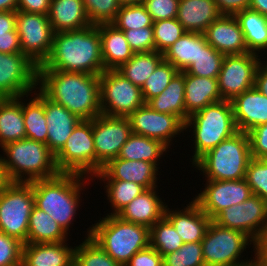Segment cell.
Listing matches in <instances>:
<instances>
[{
	"instance_id": "6da1fadb",
	"label": "cell",
	"mask_w": 267,
	"mask_h": 266,
	"mask_svg": "<svg viewBox=\"0 0 267 266\" xmlns=\"http://www.w3.org/2000/svg\"><path fill=\"white\" fill-rule=\"evenodd\" d=\"M40 91L82 120L101 114L100 75L58 70H38Z\"/></svg>"
},
{
	"instance_id": "7a4b0ae2",
	"label": "cell",
	"mask_w": 267,
	"mask_h": 266,
	"mask_svg": "<svg viewBox=\"0 0 267 266\" xmlns=\"http://www.w3.org/2000/svg\"><path fill=\"white\" fill-rule=\"evenodd\" d=\"M38 70L100 75L105 69L99 24H91L79 30L54 33L51 52Z\"/></svg>"
},
{
	"instance_id": "3957f363",
	"label": "cell",
	"mask_w": 267,
	"mask_h": 266,
	"mask_svg": "<svg viewBox=\"0 0 267 266\" xmlns=\"http://www.w3.org/2000/svg\"><path fill=\"white\" fill-rule=\"evenodd\" d=\"M85 177L75 173H59L52 178L30 182L33 185L34 205L51 215L66 233L79 206Z\"/></svg>"
},
{
	"instance_id": "277c9868",
	"label": "cell",
	"mask_w": 267,
	"mask_h": 266,
	"mask_svg": "<svg viewBox=\"0 0 267 266\" xmlns=\"http://www.w3.org/2000/svg\"><path fill=\"white\" fill-rule=\"evenodd\" d=\"M100 220L89 228L90 238L122 266L150 245L148 227L111 214Z\"/></svg>"
},
{
	"instance_id": "5b68a950",
	"label": "cell",
	"mask_w": 267,
	"mask_h": 266,
	"mask_svg": "<svg viewBox=\"0 0 267 266\" xmlns=\"http://www.w3.org/2000/svg\"><path fill=\"white\" fill-rule=\"evenodd\" d=\"M1 148L7 156L1 157V160L11 182L30 183L60 173L56 167L55 155L45 143L24 138ZM24 174L27 175L26 178Z\"/></svg>"
},
{
	"instance_id": "8992f818",
	"label": "cell",
	"mask_w": 267,
	"mask_h": 266,
	"mask_svg": "<svg viewBox=\"0 0 267 266\" xmlns=\"http://www.w3.org/2000/svg\"><path fill=\"white\" fill-rule=\"evenodd\" d=\"M189 126L193 127L195 138L193 165L208 151L238 132L232 103L227 100L210 104L191 115L184 123V130Z\"/></svg>"
},
{
	"instance_id": "52a82bcc",
	"label": "cell",
	"mask_w": 267,
	"mask_h": 266,
	"mask_svg": "<svg viewBox=\"0 0 267 266\" xmlns=\"http://www.w3.org/2000/svg\"><path fill=\"white\" fill-rule=\"evenodd\" d=\"M248 133L238 131L204 154L194 166L207 180H241L251 160Z\"/></svg>"
},
{
	"instance_id": "ba28073f",
	"label": "cell",
	"mask_w": 267,
	"mask_h": 266,
	"mask_svg": "<svg viewBox=\"0 0 267 266\" xmlns=\"http://www.w3.org/2000/svg\"><path fill=\"white\" fill-rule=\"evenodd\" d=\"M33 207V185L11 182L0 193V231L27 244L28 223Z\"/></svg>"
},
{
	"instance_id": "9c48e42d",
	"label": "cell",
	"mask_w": 267,
	"mask_h": 266,
	"mask_svg": "<svg viewBox=\"0 0 267 266\" xmlns=\"http://www.w3.org/2000/svg\"><path fill=\"white\" fill-rule=\"evenodd\" d=\"M60 173L96 175V153L92 120H81L73 129L63 148L55 155Z\"/></svg>"
},
{
	"instance_id": "30bf717a",
	"label": "cell",
	"mask_w": 267,
	"mask_h": 266,
	"mask_svg": "<svg viewBox=\"0 0 267 266\" xmlns=\"http://www.w3.org/2000/svg\"><path fill=\"white\" fill-rule=\"evenodd\" d=\"M249 242L254 241L243 232L220 226L212 220L201 242L205 266H236L249 262L238 261Z\"/></svg>"
},
{
	"instance_id": "8fae6325",
	"label": "cell",
	"mask_w": 267,
	"mask_h": 266,
	"mask_svg": "<svg viewBox=\"0 0 267 266\" xmlns=\"http://www.w3.org/2000/svg\"><path fill=\"white\" fill-rule=\"evenodd\" d=\"M144 104L141 88L117 70H104L100 74L101 114L129 117Z\"/></svg>"
},
{
	"instance_id": "7c38bea8",
	"label": "cell",
	"mask_w": 267,
	"mask_h": 266,
	"mask_svg": "<svg viewBox=\"0 0 267 266\" xmlns=\"http://www.w3.org/2000/svg\"><path fill=\"white\" fill-rule=\"evenodd\" d=\"M16 29L22 53L41 66L51 52L54 37L48 15L16 11Z\"/></svg>"
},
{
	"instance_id": "4fadbf2b",
	"label": "cell",
	"mask_w": 267,
	"mask_h": 266,
	"mask_svg": "<svg viewBox=\"0 0 267 266\" xmlns=\"http://www.w3.org/2000/svg\"><path fill=\"white\" fill-rule=\"evenodd\" d=\"M92 132L97 174L110 160L118 157L123 144L132 134V128L129 117L99 114L92 119Z\"/></svg>"
},
{
	"instance_id": "5bb4252c",
	"label": "cell",
	"mask_w": 267,
	"mask_h": 266,
	"mask_svg": "<svg viewBox=\"0 0 267 266\" xmlns=\"http://www.w3.org/2000/svg\"><path fill=\"white\" fill-rule=\"evenodd\" d=\"M253 53L225 55L218 76L220 95L232 101L236 96L254 87L255 75L261 62Z\"/></svg>"
},
{
	"instance_id": "9a60e30c",
	"label": "cell",
	"mask_w": 267,
	"mask_h": 266,
	"mask_svg": "<svg viewBox=\"0 0 267 266\" xmlns=\"http://www.w3.org/2000/svg\"><path fill=\"white\" fill-rule=\"evenodd\" d=\"M38 66L22 52L0 53V98H16L34 90Z\"/></svg>"
},
{
	"instance_id": "2e32d148",
	"label": "cell",
	"mask_w": 267,
	"mask_h": 266,
	"mask_svg": "<svg viewBox=\"0 0 267 266\" xmlns=\"http://www.w3.org/2000/svg\"><path fill=\"white\" fill-rule=\"evenodd\" d=\"M212 220L220 226L243 232L254 241L267 222V202L252 194L240 204L225 208Z\"/></svg>"
},
{
	"instance_id": "e0dca14e",
	"label": "cell",
	"mask_w": 267,
	"mask_h": 266,
	"mask_svg": "<svg viewBox=\"0 0 267 266\" xmlns=\"http://www.w3.org/2000/svg\"><path fill=\"white\" fill-rule=\"evenodd\" d=\"M206 184L194 201L211 219L225 208L240 204L252 195L245 179L207 180Z\"/></svg>"
},
{
	"instance_id": "ac0fdd59",
	"label": "cell",
	"mask_w": 267,
	"mask_h": 266,
	"mask_svg": "<svg viewBox=\"0 0 267 266\" xmlns=\"http://www.w3.org/2000/svg\"><path fill=\"white\" fill-rule=\"evenodd\" d=\"M132 133L159 140L167 147L174 135L184 130V123L175 115L156 112L147 103L130 116Z\"/></svg>"
},
{
	"instance_id": "d6986e66",
	"label": "cell",
	"mask_w": 267,
	"mask_h": 266,
	"mask_svg": "<svg viewBox=\"0 0 267 266\" xmlns=\"http://www.w3.org/2000/svg\"><path fill=\"white\" fill-rule=\"evenodd\" d=\"M203 34L206 42L224 55L248 52L243 31L235 15H220Z\"/></svg>"
},
{
	"instance_id": "ffe728a7",
	"label": "cell",
	"mask_w": 267,
	"mask_h": 266,
	"mask_svg": "<svg viewBox=\"0 0 267 266\" xmlns=\"http://www.w3.org/2000/svg\"><path fill=\"white\" fill-rule=\"evenodd\" d=\"M157 165L147 161L125 160L116 157L110 160L94 177L106 180L134 182L145 189L157 187Z\"/></svg>"
},
{
	"instance_id": "44dd1931",
	"label": "cell",
	"mask_w": 267,
	"mask_h": 266,
	"mask_svg": "<svg viewBox=\"0 0 267 266\" xmlns=\"http://www.w3.org/2000/svg\"><path fill=\"white\" fill-rule=\"evenodd\" d=\"M231 103L238 131L248 133L267 123V96L255 86L236 96Z\"/></svg>"
},
{
	"instance_id": "7402d4cb",
	"label": "cell",
	"mask_w": 267,
	"mask_h": 266,
	"mask_svg": "<svg viewBox=\"0 0 267 266\" xmlns=\"http://www.w3.org/2000/svg\"><path fill=\"white\" fill-rule=\"evenodd\" d=\"M44 108L48 130L46 145L56 155L63 148L73 129L82 119L45 95Z\"/></svg>"
},
{
	"instance_id": "603a6c76",
	"label": "cell",
	"mask_w": 267,
	"mask_h": 266,
	"mask_svg": "<svg viewBox=\"0 0 267 266\" xmlns=\"http://www.w3.org/2000/svg\"><path fill=\"white\" fill-rule=\"evenodd\" d=\"M184 210L172 211L166 207L165 217L174 226L184 243L202 242L212 219L193 200Z\"/></svg>"
},
{
	"instance_id": "cb8c5ba5",
	"label": "cell",
	"mask_w": 267,
	"mask_h": 266,
	"mask_svg": "<svg viewBox=\"0 0 267 266\" xmlns=\"http://www.w3.org/2000/svg\"><path fill=\"white\" fill-rule=\"evenodd\" d=\"M156 187L144 190L127 204L118 214L122 220L140 224L149 229L165 216V206L156 194Z\"/></svg>"
},
{
	"instance_id": "d4e9b609",
	"label": "cell",
	"mask_w": 267,
	"mask_h": 266,
	"mask_svg": "<svg viewBox=\"0 0 267 266\" xmlns=\"http://www.w3.org/2000/svg\"><path fill=\"white\" fill-rule=\"evenodd\" d=\"M64 243L23 244L22 266H73L75 248Z\"/></svg>"
},
{
	"instance_id": "484cf974",
	"label": "cell",
	"mask_w": 267,
	"mask_h": 266,
	"mask_svg": "<svg viewBox=\"0 0 267 266\" xmlns=\"http://www.w3.org/2000/svg\"><path fill=\"white\" fill-rule=\"evenodd\" d=\"M184 77L186 120L206 106L223 100L218 78L200 77L185 72Z\"/></svg>"
},
{
	"instance_id": "4316f807",
	"label": "cell",
	"mask_w": 267,
	"mask_h": 266,
	"mask_svg": "<svg viewBox=\"0 0 267 266\" xmlns=\"http://www.w3.org/2000/svg\"><path fill=\"white\" fill-rule=\"evenodd\" d=\"M48 19L54 33L79 30L91 25L83 0H51Z\"/></svg>"
},
{
	"instance_id": "83f0119b",
	"label": "cell",
	"mask_w": 267,
	"mask_h": 266,
	"mask_svg": "<svg viewBox=\"0 0 267 266\" xmlns=\"http://www.w3.org/2000/svg\"><path fill=\"white\" fill-rule=\"evenodd\" d=\"M102 59L105 70H117L130 60L134 51L130 48L123 31L111 23L99 24Z\"/></svg>"
},
{
	"instance_id": "f1b7e54d",
	"label": "cell",
	"mask_w": 267,
	"mask_h": 266,
	"mask_svg": "<svg viewBox=\"0 0 267 266\" xmlns=\"http://www.w3.org/2000/svg\"><path fill=\"white\" fill-rule=\"evenodd\" d=\"M220 15L214 0H179L176 19L186 32L203 34Z\"/></svg>"
},
{
	"instance_id": "f546056e",
	"label": "cell",
	"mask_w": 267,
	"mask_h": 266,
	"mask_svg": "<svg viewBox=\"0 0 267 266\" xmlns=\"http://www.w3.org/2000/svg\"><path fill=\"white\" fill-rule=\"evenodd\" d=\"M24 95L16 98H0V146L26 138L23 118Z\"/></svg>"
},
{
	"instance_id": "4dcf8cb0",
	"label": "cell",
	"mask_w": 267,
	"mask_h": 266,
	"mask_svg": "<svg viewBox=\"0 0 267 266\" xmlns=\"http://www.w3.org/2000/svg\"><path fill=\"white\" fill-rule=\"evenodd\" d=\"M185 77L179 71L158 96L150 99L147 104L156 112L177 116L183 123L186 121L185 109Z\"/></svg>"
},
{
	"instance_id": "1f68e13d",
	"label": "cell",
	"mask_w": 267,
	"mask_h": 266,
	"mask_svg": "<svg viewBox=\"0 0 267 266\" xmlns=\"http://www.w3.org/2000/svg\"><path fill=\"white\" fill-rule=\"evenodd\" d=\"M66 235L68 233L51 215L34 205L28 223L27 244L65 242Z\"/></svg>"
},
{
	"instance_id": "d6a6232c",
	"label": "cell",
	"mask_w": 267,
	"mask_h": 266,
	"mask_svg": "<svg viewBox=\"0 0 267 266\" xmlns=\"http://www.w3.org/2000/svg\"><path fill=\"white\" fill-rule=\"evenodd\" d=\"M206 43L204 34L185 32L173 45L167 48L163 53V58L178 71H185L197 58L199 47H203Z\"/></svg>"
},
{
	"instance_id": "836d02e7",
	"label": "cell",
	"mask_w": 267,
	"mask_h": 266,
	"mask_svg": "<svg viewBox=\"0 0 267 266\" xmlns=\"http://www.w3.org/2000/svg\"><path fill=\"white\" fill-rule=\"evenodd\" d=\"M243 31L249 53L267 49V16L251 9H245L235 15Z\"/></svg>"
},
{
	"instance_id": "e575fe53",
	"label": "cell",
	"mask_w": 267,
	"mask_h": 266,
	"mask_svg": "<svg viewBox=\"0 0 267 266\" xmlns=\"http://www.w3.org/2000/svg\"><path fill=\"white\" fill-rule=\"evenodd\" d=\"M168 147L159 140L132 133L123 144L118 158L125 160H140L154 163L160 159Z\"/></svg>"
},
{
	"instance_id": "d590c367",
	"label": "cell",
	"mask_w": 267,
	"mask_h": 266,
	"mask_svg": "<svg viewBox=\"0 0 267 266\" xmlns=\"http://www.w3.org/2000/svg\"><path fill=\"white\" fill-rule=\"evenodd\" d=\"M163 60V53L157 51L134 53L133 57L117 71L132 84L142 88L147 78Z\"/></svg>"
},
{
	"instance_id": "8d00e7d4",
	"label": "cell",
	"mask_w": 267,
	"mask_h": 266,
	"mask_svg": "<svg viewBox=\"0 0 267 266\" xmlns=\"http://www.w3.org/2000/svg\"><path fill=\"white\" fill-rule=\"evenodd\" d=\"M27 104L23 103V118L26 138L47 143V124L44 108V94L40 91Z\"/></svg>"
},
{
	"instance_id": "74e56055",
	"label": "cell",
	"mask_w": 267,
	"mask_h": 266,
	"mask_svg": "<svg viewBox=\"0 0 267 266\" xmlns=\"http://www.w3.org/2000/svg\"><path fill=\"white\" fill-rule=\"evenodd\" d=\"M149 234L150 246L161 256L177 251L184 244L174 226L165 216L149 229Z\"/></svg>"
},
{
	"instance_id": "f35d334b",
	"label": "cell",
	"mask_w": 267,
	"mask_h": 266,
	"mask_svg": "<svg viewBox=\"0 0 267 266\" xmlns=\"http://www.w3.org/2000/svg\"><path fill=\"white\" fill-rule=\"evenodd\" d=\"M224 56L206 43L203 47H199L197 58L184 72L200 77L218 78Z\"/></svg>"
},
{
	"instance_id": "ab89813d",
	"label": "cell",
	"mask_w": 267,
	"mask_h": 266,
	"mask_svg": "<svg viewBox=\"0 0 267 266\" xmlns=\"http://www.w3.org/2000/svg\"><path fill=\"white\" fill-rule=\"evenodd\" d=\"M87 235L85 241L75 247L73 266H122L90 238V230Z\"/></svg>"
},
{
	"instance_id": "60d3db41",
	"label": "cell",
	"mask_w": 267,
	"mask_h": 266,
	"mask_svg": "<svg viewBox=\"0 0 267 266\" xmlns=\"http://www.w3.org/2000/svg\"><path fill=\"white\" fill-rule=\"evenodd\" d=\"M111 24L117 29L124 31L152 26L153 20L142 3L121 4L116 17Z\"/></svg>"
},
{
	"instance_id": "b9f144b4",
	"label": "cell",
	"mask_w": 267,
	"mask_h": 266,
	"mask_svg": "<svg viewBox=\"0 0 267 266\" xmlns=\"http://www.w3.org/2000/svg\"><path fill=\"white\" fill-rule=\"evenodd\" d=\"M106 184L108 200L111 206L113 205L112 208L114 207L111 215H117L135 197L146 190L137 183L123 180H107Z\"/></svg>"
},
{
	"instance_id": "7bdbcfd3",
	"label": "cell",
	"mask_w": 267,
	"mask_h": 266,
	"mask_svg": "<svg viewBox=\"0 0 267 266\" xmlns=\"http://www.w3.org/2000/svg\"><path fill=\"white\" fill-rule=\"evenodd\" d=\"M178 72L171 63L163 60L141 88L144 102L147 103L150 99L161 94Z\"/></svg>"
},
{
	"instance_id": "ee69618b",
	"label": "cell",
	"mask_w": 267,
	"mask_h": 266,
	"mask_svg": "<svg viewBox=\"0 0 267 266\" xmlns=\"http://www.w3.org/2000/svg\"><path fill=\"white\" fill-rule=\"evenodd\" d=\"M152 26L155 51L160 53H164L186 32L176 18L155 21Z\"/></svg>"
},
{
	"instance_id": "f6af8a7d",
	"label": "cell",
	"mask_w": 267,
	"mask_h": 266,
	"mask_svg": "<svg viewBox=\"0 0 267 266\" xmlns=\"http://www.w3.org/2000/svg\"><path fill=\"white\" fill-rule=\"evenodd\" d=\"M163 266H205L201 242L184 243L177 251L162 256Z\"/></svg>"
},
{
	"instance_id": "bcb514c9",
	"label": "cell",
	"mask_w": 267,
	"mask_h": 266,
	"mask_svg": "<svg viewBox=\"0 0 267 266\" xmlns=\"http://www.w3.org/2000/svg\"><path fill=\"white\" fill-rule=\"evenodd\" d=\"M91 24L111 23L121 6L119 0H83Z\"/></svg>"
},
{
	"instance_id": "7dc6e473",
	"label": "cell",
	"mask_w": 267,
	"mask_h": 266,
	"mask_svg": "<svg viewBox=\"0 0 267 266\" xmlns=\"http://www.w3.org/2000/svg\"><path fill=\"white\" fill-rule=\"evenodd\" d=\"M252 194L267 202V159L251 158L245 173Z\"/></svg>"
},
{
	"instance_id": "c3c4849f",
	"label": "cell",
	"mask_w": 267,
	"mask_h": 266,
	"mask_svg": "<svg viewBox=\"0 0 267 266\" xmlns=\"http://www.w3.org/2000/svg\"><path fill=\"white\" fill-rule=\"evenodd\" d=\"M23 243L0 231V266H22Z\"/></svg>"
},
{
	"instance_id": "681fc988",
	"label": "cell",
	"mask_w": 267,
	"mask_h": 266,
	"mask_svg": "<svg viewBox=\"0 0 267 266\" xmlns=\"http://www.w3.org/2000/svg\"><path fill=\"white\" fill-rule=\"evenodd\" d=\"M134 53L155 51L153 26L123 31Z\"/></svg>"
},
{
	"instance_id": "f907efd6",
	"label": "cell",
	"mask_w": 267,
	"mask_h": 266,
	"mask_svg": "<svg viewBox=\"0 0 267 266\" xmlns=\"http://www.w3.org/2000/svg\"><path fill=\"white\" fill-rule=\"evenodd\" d=\"M153 22L177 17L179 0H143Z\"/></svg>"
},
{
	"instance_id": "816d5d0a",
	"label": "cell",
	"mask_w": 267,
	"mask_h": 266,
	"mask_svg": "<svg viewBox=\"0 0 267 266\" xmlns=\"http://www.w3.org/2000/svg\"><path fill=\"white\" fill-rule=\"evenodd\" d=\"M251 157L267 159V123L256 126L248 132Z\"/></svg>"
},
{
	"instance_id": "f5cc1de1",
	"label": "cell",
	"mask_w": 267,
	"mask_h": 266,
	"mask_svg": "<svg viewBox=\"0 0 267 266\" xmlns=\"http://www.w3.org/2000/svg\"><path fill=\"white\" fill-rule=\"evenodd\" d=\"M125 266H163L162 256L149 245L135 253Z\"/></svg>"
},
{
	"instance_id": "db71d44e",
	"label": "cell",
	"mask_w": 267,
	"mask_h": 266,
	"mask_svg": "<svg viewBox=\"0 0 267 266\" xmlns=\"http://www.w3.org/2000/svg\"><path fill=\"white\" fill-rule=\"evenodd\" d=\"M22 52L17 29L0 33V53L13 54Z\"/></svg>"
},
{
	"instance_id": "11a10c76",
	"label": "cell",
	"mask_w": 267,
	"mask_h": 266,
	"mask_svg": "<svg viewBox=\"0 0 267 266\" xmlns=\"http://www.w3.org/2000/svg\"><path fill=\"white\" fill-rule=\"evenodd\" d=\"M253 244L256 252L254 262L257 266H267V222Z\"/></svg>"
},
{
	"instance_id": "9f6ffc18",
	"label": "cell",
	"mask_w": 267,
	"mask_h": 266,
	"mask_svg": "<svg viewBox=\"0 0 267 266\" xmlns=\"http://www.w3.org/2000/svg\"><path fill=\"white\" fill-rule=\"evenodd\" d=\"M221 15H236L240 11L249 9L251 0H214Z\"/></svg>"
},
{
	"instance_id": "6f0895ef",
	"label": "cell",
	"mask_w": 267,
	"mask_h": 266,
	"mask_svg": "<svg viewBox=\"0 0 267 266\" xmlns=\"http://www.w3.org/2000/svg\"><path fill=\"white\" fill-rule=\"evenodd\" d=\"M51 0H18L17 11L48 15Z\"/></svg>"
},
{
	"instance_id": "680465c9",
	"label": "cell",
	"mask_w": 267,
	"mask_h": 266,
	"mask_svg": "<svg viewBox=\"0 0 267 266\" xmlns=\"http://www.w3.org/2000/svg\"><path fill=\"white\" fill-rule=\"evenodd\" d=\"M16 28V11H0V33Z\"/></svg>"
},
{
	"instance_id": "91938a15",
	"label": "cell",
	"mask_w": 267,
	"mask_h": 266,
	"mask_svg": "<svg viewBox=\"0 0 267 266\" xmlns=\"http://www.w3.org/2000/svg\"><path fill=\"white\" fill-rule=\"evenodd\" d=\"M254 86L263 94L267 96V63L264 65L259 64L256 75Z\"/></svg>"
},
{
	"instance_id": "94428289",
	"label": "cell",
	"mask_w": 267,
	"mask_h": 266,
	"mask_svg": "<svg viewBox=\"0 0 267 266\" xmlns=\"http://www.w3.org/2000/svg\"><path fill=\"white\" fill-rule=\"evenodd\" d=\"M249 9L267 16V0H251Z\"/></svg>"
},
{
	"instance_id": "6125c7cd",
	"label": "cell",
	"mask_w": 267,
	"mask_h": 266,
	"mask_svg": "<svg viewBox=\"0 0 267 266\" xmlns=\"http://www.w3.org/2000/svg\"><path fill=\"white\" fill-rule=\"evenodd\" d=\"M11 183L0 157V193Z\"/></svg>"
},
{
	"instance_id": "be15d7a7",
	"label": "cell",
	"mask_w": 267,
	"mask_h": 266,
	"mask_svg": "<svg viewBox=\"0 0 267 266\" xmlns=\"http://www.w3.org/2000/svg\"><path fill=\"white\" fill-rule=\"evenodd\" d=\"M18 0H0V11H17Z\"/></svg>"
},
{
	"instance_id": "e7e4bbea",
	"label": "cell",
	"mask_w": 267,
	"mask_h": 266,
	"mask_svg": "<svg viewBox=\"0 0 267 266\" xmlns=\"http://www.w3.org/2000/svg\"><path fill=\"white\" fill-rule=\"evenodd\" d=\"M121 4H139L143 3V0H119Z\"/></svg>"
},
{
	"instance_id": "03108f58",
	"label": "cell",
	"mask_w": 267,
	"mask_h": 266,
	"mask_svg": "<svg viewBox=\"0 0 267 266\" xmlns=\"http://www.w3.org/2000/svg\"><path fill=\"white\" fill-rule=\"evenodd\" d=\"M236 266H257L256 263L254 262V259L253 261H250L247 262V263H243V264H240V265H236Z\"/></svg>"
}]
</instances>
